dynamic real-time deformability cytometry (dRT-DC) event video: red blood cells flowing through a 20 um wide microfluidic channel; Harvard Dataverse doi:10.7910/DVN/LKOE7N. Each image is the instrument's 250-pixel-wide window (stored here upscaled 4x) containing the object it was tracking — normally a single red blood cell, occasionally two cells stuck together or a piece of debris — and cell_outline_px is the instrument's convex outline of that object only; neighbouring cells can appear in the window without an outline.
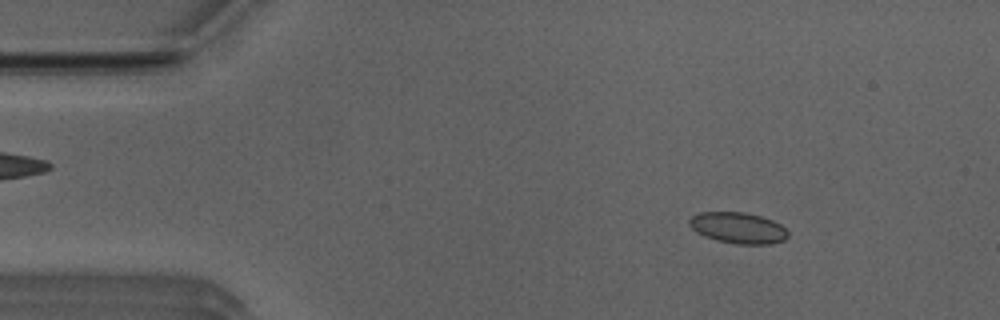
{"species": "Egyptian fruit bat (a non-hibernating species)", "species_latin": "Rousettus aegyptiacus", "temperature_condition": "room temperature", "stored_images_in_passage": 52, "camera_frame_rate_fps": 3000, "um_per_image_px": 0.085, "animal": {"sex": "male"}, "frame": {"image": 1, "passage_image": 7, "time_ms": 2.0, "image_size_px": [1000, 320], "cell_outline_px": [[788, 236], [784, 240], [772, 244], [736, 244], [716, 240], [704, 236], [696, 232], [688, 224], [688, 220], [692, 216], [700, 212], [744, 212], [760, 216], [772, 220], [780, 224], [788, 232]], "centroid_in_image_um": [62.72, 19.37], "position_along_channel_um": 22.3, "area_um2": 17.92}}
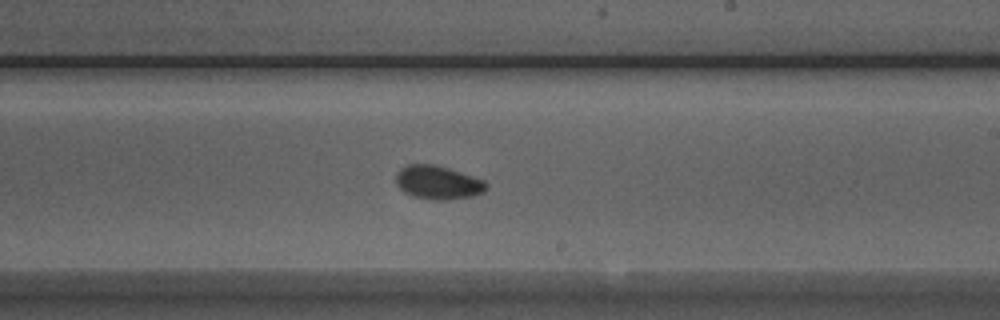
{"frame": {"image": 2, "passage_image": 30, "time_ms": 9.667, "image_size_px": [1000, 320], "cell_outline_px": [[488, 188], [484, 192], [472, 196], [448, 200], [432, 200], [412, 196], [404, 192], [396, 184], [396, 172], [400, 168], [408, 164], [432, 164], [448, 168], [484, 180], [488, 184]], "centroid_in_image_um": [37.22, 15.52], "position_along_channel_um": 251.8, "area_um2": 17.8}}
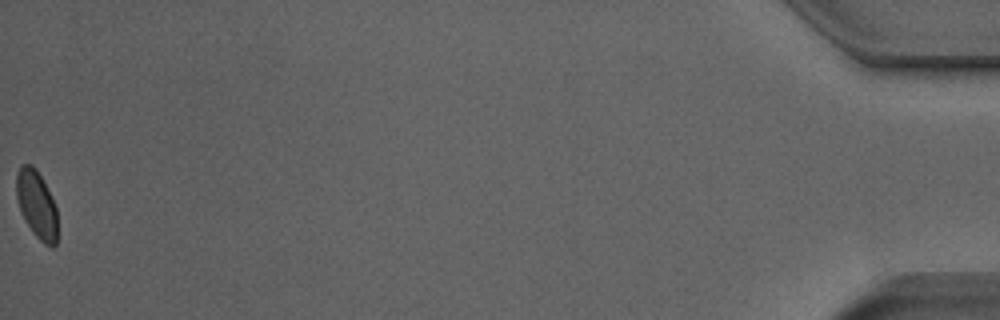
{"frame": {"image": 3, "passage_image": 52, "time_ms": 17.0, "image_size_px": [1000, 320], "cell_outline_px": [[56, 244], [52, 248], [44, 244], [32, 232], [24, 220], [20, 212], [16, 196], [16, 172], [20, 164], [32, 164], [36, 168], [56, 208]], "centroid_in_image_um": [3.07, 17.38], "position_along_channel_um": 432.1, "area_um2": 16.13}, "authors_computed_cell_mechanics": {"area_um2": 17.34, "velocity_mm_per_s": 3.9327, "shape_relaxation_time_tau1_ms": 1.8786, "shape_relaxation_time_tau2_ms": 0.7952, "deformation_change_tau1": 0.0689, "deformation_change_tau2": 0.0362}}